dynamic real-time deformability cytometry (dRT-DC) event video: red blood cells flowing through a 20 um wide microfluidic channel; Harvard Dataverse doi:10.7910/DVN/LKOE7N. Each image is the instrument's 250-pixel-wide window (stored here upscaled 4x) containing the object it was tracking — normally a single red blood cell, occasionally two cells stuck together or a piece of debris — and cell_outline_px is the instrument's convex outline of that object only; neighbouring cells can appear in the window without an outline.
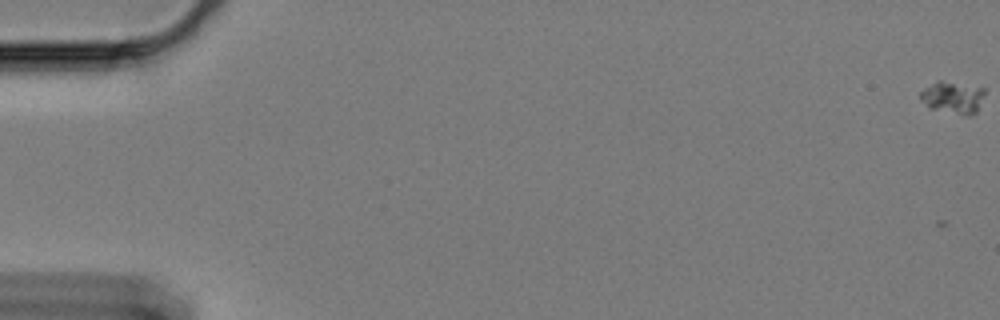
{"species": "Egyptian fruit bat (a non-hibernating species)", "species_latin": "Rousettus aegyptiacus", "temperature_condition": "cold", "stored_images_in_passage": 25, "camera_frame_rate_fps": 3000, "um_per_image_px": 0.085, "animal": {"sex": "female"}, "frame": {"image": 1, "passage_image": 2, "time_ms": 0.333, "image_size_px": [1000, 320], "cell_outline_px": [[984, 92], [976, 112], [972, 116], [964, 116], [928, 108], [920, 96], [920, 92], [924, 88], [936, 80], [940, 80], [984, 88]], "centroid_in_image_um": [80.96, 8.3], "position_along_channel_um": 4.0, "area_um2": 12.02}}
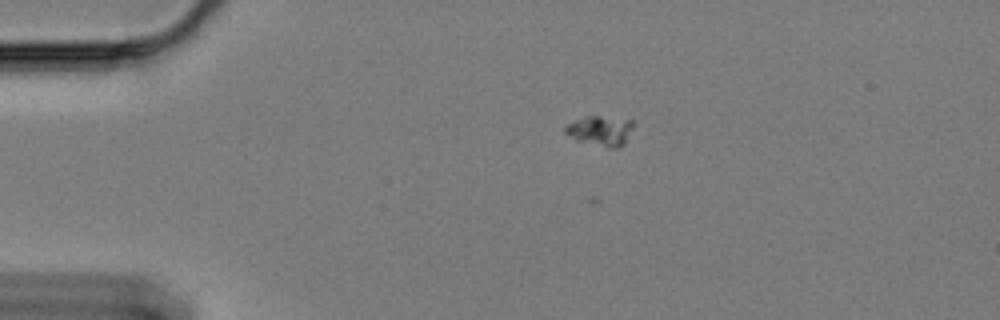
{"frame": {"image": 2, "passage_image": 16, "time_ms": 5.0, "image_size_px": [1000, 320], "cell_outline_px": [[632, 128], [624, 144], [616, 148], [608, 148], [576, 140], [564, 132], [564, 128], [568, 124], [576, 120], [588, 116], [600, 116], [632, 120]], "centroid_in_image_um": [51.03, 11.12], "position_along_channel_um": 34.0, "area_um2": 11.68}}
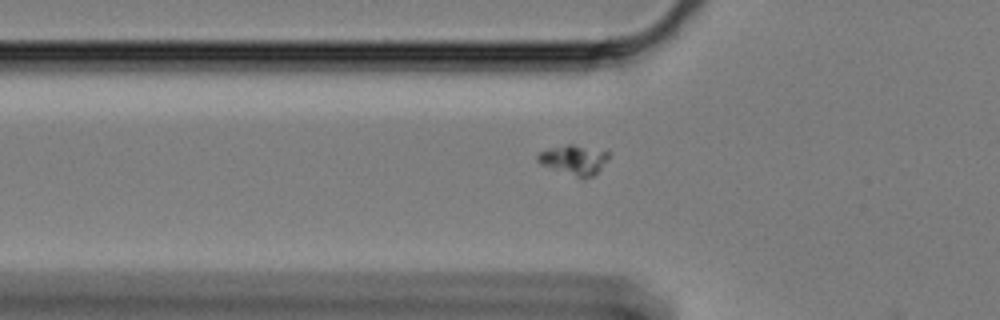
{"frame": {"image": 3, "passage_image": 24, "time_ms": 7.667, "image_size_px": [1000, 320], "cell_outline_px": [[612, 152], [608, 160], [592, 176], [576, 176], [540, 164], [536, 160], [536, 156], [540, 152], [548, 148], [568, 144], [572, 144]], "centroid_in_image_um": [48.79, 13.54], "position_along_channel_um": 77.0, "area_um2": 12.02}}